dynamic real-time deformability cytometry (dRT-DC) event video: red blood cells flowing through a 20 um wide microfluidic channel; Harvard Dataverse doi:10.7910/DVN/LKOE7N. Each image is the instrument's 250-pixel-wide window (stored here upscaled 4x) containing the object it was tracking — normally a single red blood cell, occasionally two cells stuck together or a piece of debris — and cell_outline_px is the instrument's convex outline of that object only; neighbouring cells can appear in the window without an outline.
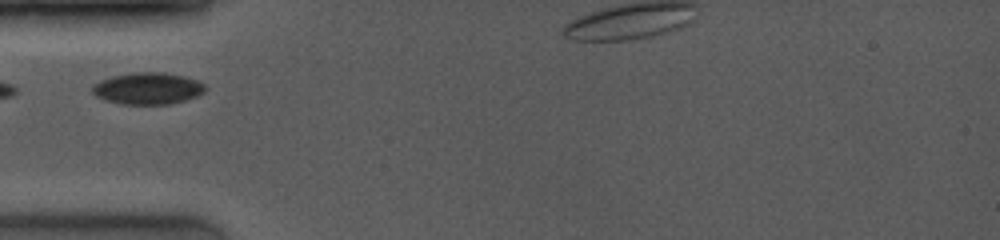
{"species": "common noctule bat (a hibernating species)", "species_latin": "Nyctalus noctula", "temperature_condition": "room temperature", "stored_images_in_passage": 33, "camera_frame_rate_fps": 4000, "um_per_image_px": 0.085, "animal": {"sex": "female", "body_mass_g": 19.0, "forearm_length_mm": 53.3}, "frame": {"image": 1, "passage_image": 1, "time_ms": 0.0, "image_size_px": [1000, 240], "cell_outline_px": [[208, 88], [204, 92], [196, 96], [184, 100], [168, 104], [120, 104], [96, 96], [92, 92], [92, 88], [100, 80], [112, 76], [136, 72], [164, 72], [184, 76], [196, 80], [204, 84]], "centroid_in_image_um": [12.58, 7.51], "position_along_channel_um": 72.4, "area_um2": 20.75}}